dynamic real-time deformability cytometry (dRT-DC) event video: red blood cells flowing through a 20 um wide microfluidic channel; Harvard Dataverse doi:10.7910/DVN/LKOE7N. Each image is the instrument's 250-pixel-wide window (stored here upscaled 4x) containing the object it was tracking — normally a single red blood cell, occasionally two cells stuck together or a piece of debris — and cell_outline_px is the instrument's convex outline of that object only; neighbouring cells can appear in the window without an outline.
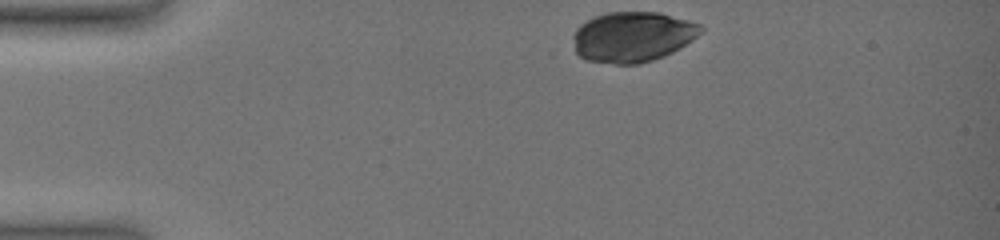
{"species": "common noctule bat (a hibernating species)", "species_latin": "Nyctalus noctula", "temperature_condition": "warm", "stored_images_in_passage": 10, "camera_frame_rate_fps": 3000, "um_per_image_px": 0.085, "animal": {"sex": "female", "body_mass_g": 19.0, "forearm_length_mm": 51.5}, "frame": {"image": 1, "passage_image": 1, "time_ms": 0.0, "image_size_px": [1000, 240], "cell_outline_px": [[704, 28], [692, 40], [680, 48], [664, 56], [652, 60], [636, 64], [616, 64], [588, 60], [580, 56], [576, 52], [572, 36], [576, 28], [580, 24], [596, 16], [608, 12], [660, 12], [688, 20], [700, 24]], "centroid_in_image_um": [53.76, 3.12], "position_along_channel_um": 31.2, "area_um2": 37.34}}